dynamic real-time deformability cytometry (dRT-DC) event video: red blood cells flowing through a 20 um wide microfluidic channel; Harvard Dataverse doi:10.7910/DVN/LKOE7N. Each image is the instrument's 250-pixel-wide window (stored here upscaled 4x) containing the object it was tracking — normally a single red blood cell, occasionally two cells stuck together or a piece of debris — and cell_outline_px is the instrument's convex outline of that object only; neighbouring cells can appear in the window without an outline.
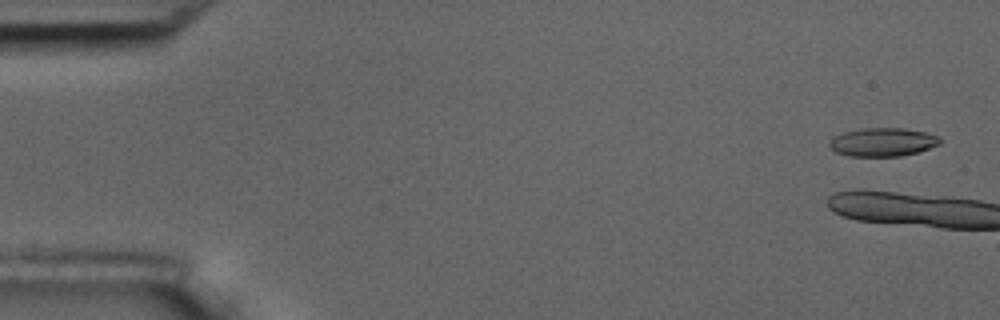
{"species": "common noctule bat (a hibernating species)", "species_latin": "Nyctalus noctula", "temperature_condition": "room temperature", "stored_images_in_passage": 8, "camera_frame_rate_fps": 3000, "um_per_image_px": 0.085, "animal": {"sex": "male", "body_mass_g": 17.5, "forearm_length_mm": 52.3}, "frame": {"image": 1, "passage_image": 2, "time_ms": 0.333, "image_size_px": [1000, 320], "cell_outline_px": [[940, 144], [916, 152], [900, 156], [848, 156], [836, 152], [828, 144], [836, 136], [844, 132], [860, 128], [904, 128], [924, 132], [936, 136], [940, 140]], "centroid_in_image_um": [75.01, 12.07], "position_along_channel_um": 10.0, "area_um2": 18.03}}